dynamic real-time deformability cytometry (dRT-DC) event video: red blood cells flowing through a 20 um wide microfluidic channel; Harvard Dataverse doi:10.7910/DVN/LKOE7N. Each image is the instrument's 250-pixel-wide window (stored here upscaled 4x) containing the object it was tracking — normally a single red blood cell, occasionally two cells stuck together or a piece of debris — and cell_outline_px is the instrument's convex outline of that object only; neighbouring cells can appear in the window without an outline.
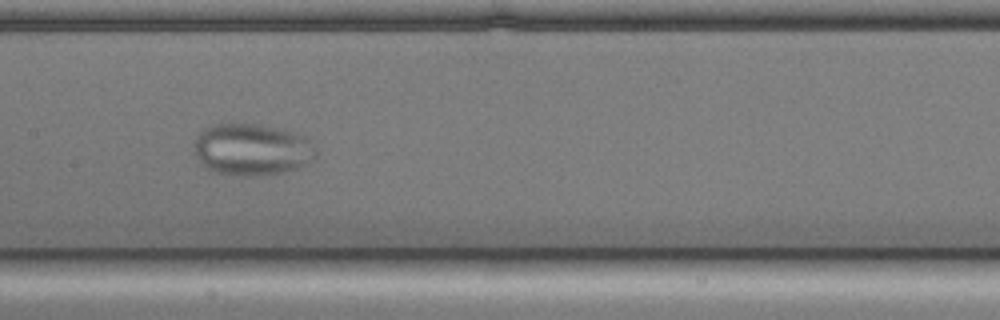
{"species": "common noctule bat (a hibernating species)", "species_latin": "Nyctalus noctula", "temperature_condition": "cold", "stored_images_in_passage": 56, "camera_frame_rate_fps": 3000, "um_per_image_px": 0.085, "animal": {"sex": "male", "body_mass_g": 17.9, "forearm_length_mm": 54.2}, "frame": {"image": 1, "passage_image": 26, "time_ms": 8.333, "image_size_px": [1000, 320], "cell_outline_px": [[320, 156], [308, 164], [296, 168], [280, 172], [260, 176], [240, 176], [216, 172], [208, 168], [196, 156], [192, 144], [196, 136], [200, 132], [216, 124], [256, 124], [276, 128], [308, 136], [316, 148]], "centroid_in_image_um": [21.47, 12.71], "position_along_channel_um": 185.9, "area_um2": 36.99}}